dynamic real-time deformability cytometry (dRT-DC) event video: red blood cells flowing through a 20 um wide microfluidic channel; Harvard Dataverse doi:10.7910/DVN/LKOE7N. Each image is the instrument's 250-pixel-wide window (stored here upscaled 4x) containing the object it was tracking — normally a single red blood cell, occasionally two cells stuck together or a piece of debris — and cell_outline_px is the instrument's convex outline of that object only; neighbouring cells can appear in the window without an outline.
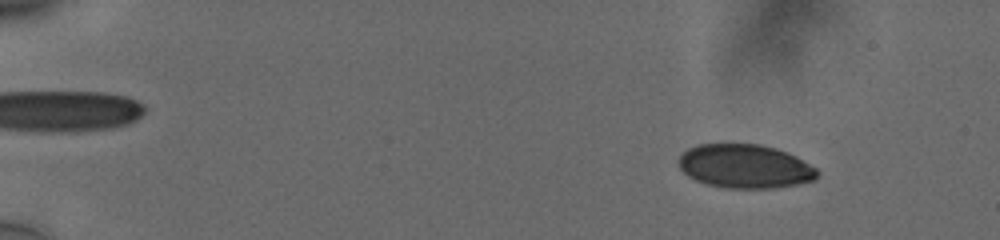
{"species": "human", "species_latin": "Homo sapiens", "temperature_condition": "cold", "stored_images_in_passage": 17, "camera_frame_rate_fps": 3000, "um_per_image_px": 0.085, "donor": {"sex": "male"}, "frame": {"image": 1, "passage_image": 7, "time_ms": 2.0, "image_size_px": [1000, 240], "cell_outline_px": [[820, 172], [816, 180], [776, 188], [724, 188], [708, 184], [696, 180], [688, 176], [680, 168], [676, 160], [688, 148], [696, 144], [760, 144], [776, 148], [796, 156], [816, 168]], "centroid_in_image_um": [63.32, 14.13], "position_along_channel_um": 21.7, "area_um2": 35.6}}